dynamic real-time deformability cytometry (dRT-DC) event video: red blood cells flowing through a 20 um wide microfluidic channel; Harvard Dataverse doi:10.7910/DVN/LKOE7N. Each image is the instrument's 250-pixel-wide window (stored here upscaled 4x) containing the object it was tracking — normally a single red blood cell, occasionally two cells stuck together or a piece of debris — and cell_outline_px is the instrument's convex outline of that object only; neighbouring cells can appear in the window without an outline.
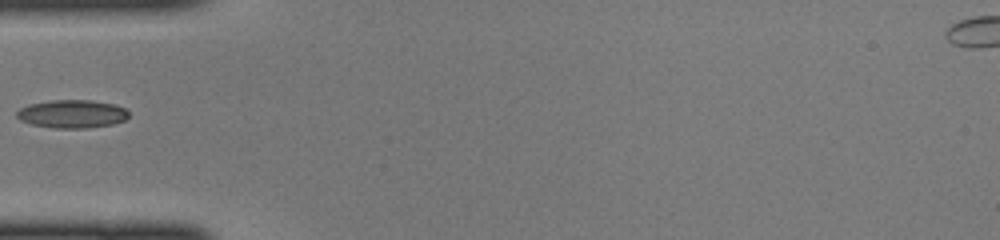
{"species": "common noctule bat (a hibernating species)", "species_latin": "Nyctalus noctula", "temperature_condition": "cold", "stored_images_in_passage": 30, "camera_frame_rate_fps": 3000, "um_per_image_px": 0.085, "animal": {"sex": "female", "body_mass_g": 22.0, "forearm_length_mm": 56.7}, "frame": {"image": 1, "passage_image": 1, "time_ms": 0.0, "image_size_px": [1000, 240], "cell_outline_px": [[128, 116], [124, 120], [112, 124], [88, 128], [52, 128], [32, 124], [20, 120], [16, 116], [16, 112], [20, 108], [28, 104], [52, 100], [92, 100], [116, 104], [124, 108], [128, 112]], "centroid_in_image_um": [6.11, 9.68], "position_along_channel_um": 78.9, "area_um2": 18.44}}
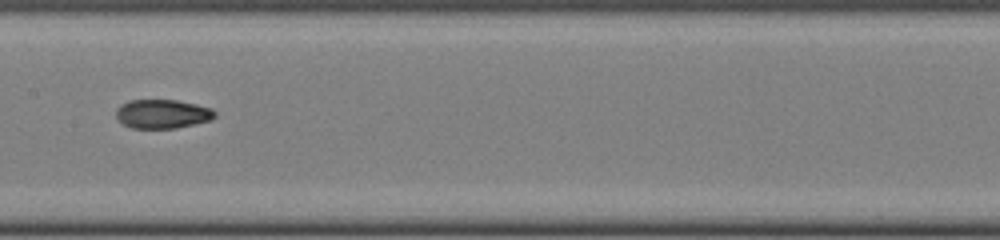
{"frame": {"image": 2, "passage_image": 9, "time_ms": 2.667, "image_size_px": [1000, 240], "cell_outline_px": [[216, 116], [212, 120], [176, 128], [132, 128], [120, 124], [116, 116], [116, 108], [120, 104], [128, 100], [176, 100], [196, 104], [212, 108], [216, 112]], "centroid_in_image_um": [13.78, 9.68], "position_along_channel_um": 193.6, "area_um2": 16.94}}
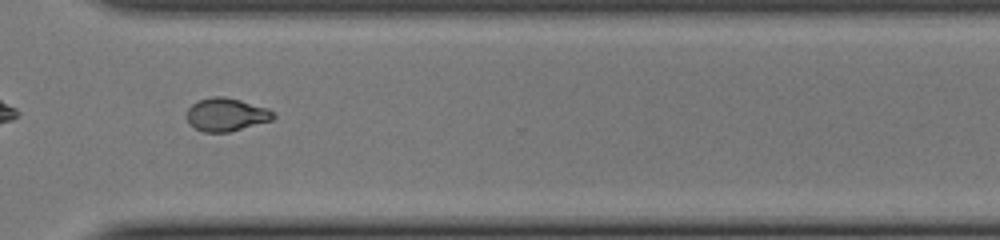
{"frame": {"image": 3, "passage_image": 20, "time_ms": 6.333, "image_size_px": [1000, 240], "cell_outline_px": [[276, 116], [272, 120], [228, 132], [204, 132], [188, 124], [188, 108], [196, 100], [212, 96], [224, 96], [240, 100], [268, 108]], "centroid_in_image_um": [19.22, 9.73], "position_along_channel_um": 351.4, "area_um2": 16.65}}